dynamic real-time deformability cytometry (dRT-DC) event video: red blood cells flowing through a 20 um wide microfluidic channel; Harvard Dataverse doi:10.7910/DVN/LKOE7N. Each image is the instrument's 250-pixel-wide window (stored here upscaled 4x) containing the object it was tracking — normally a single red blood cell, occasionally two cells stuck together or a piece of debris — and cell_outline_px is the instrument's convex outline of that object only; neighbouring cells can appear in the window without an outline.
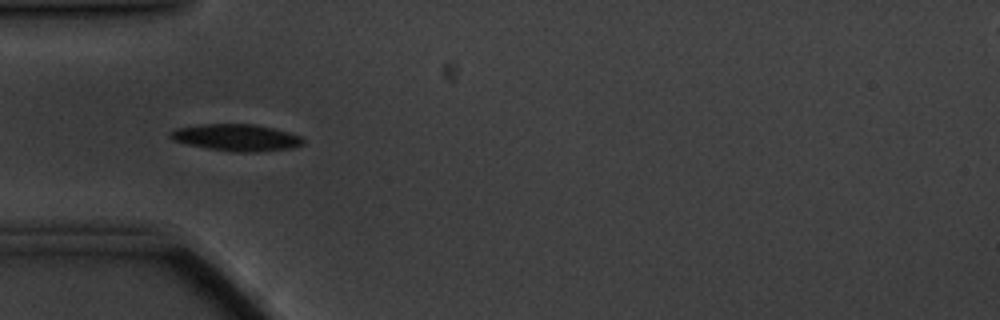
{"species": "common noctule bat (a hibernating species)", "species_latin": "Nyctalus noctula", "temperature_condition": "cold", "stored_images_in_passage": 4, "camera_frame_rate_fps": 3000, "um_per_image_px": 0.085, "animal": {"sex": "male", "body_mass_g": 20.1, "forearm_length_mm": 53.5}, "frame": {"image": 1, "passage_image": 1, "time_ms": 0.0, "image_size_px": [1000, 320], "cell_outline_px": [[304, 144], [288, 148], [256, 152], [232, 152], [208, 148], [188, 144], [172, 140], [168, 136], [168, 132], [176, 128], [204, 124], [252, 124], [272, 128], [288, 132], [300, 136], [304, 140]], "centroid_in_image_um": [20.05, 11.69], "position_along_channel_um": 65.0, "area_um2": 20.58}}